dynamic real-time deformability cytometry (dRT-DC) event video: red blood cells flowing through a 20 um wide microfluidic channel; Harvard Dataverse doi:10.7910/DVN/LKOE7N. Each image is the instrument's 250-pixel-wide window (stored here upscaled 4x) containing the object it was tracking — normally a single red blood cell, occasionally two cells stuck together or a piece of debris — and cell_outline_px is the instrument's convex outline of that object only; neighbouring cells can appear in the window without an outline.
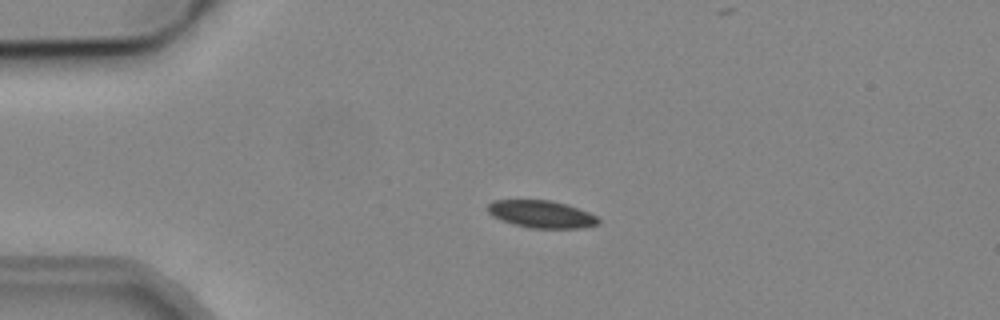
{"species": "common noctule bat (a hibernating species)", "species_latin": "Nyctalus noctula", "temperature_condition": "cold", "stored_images_in_passage": 48, "camera_frame_rate_fps": 3000, "um_per_image_px": 0.085, "animal": {"sex": "male", "body_mass_g": 19.2, "forearm_length_mm": 51.8}, "frame": {"image": 1, "passage_image": 6, "time_ms": 1.667, "image_size_px": [1000, 320], "cell_outline_px": [[600, 224], [584, 228], [528, 228], [512, 224], [500, 220], [492, 216], [488, 212], [488, 204], [492, 200], [552, 200], [588, 212], [596, 216], [600, 220]], "centroid_in_image_um": [46.0, 18.21], "position_along_channel_um": 39.0, "area_um2": 17.74}}
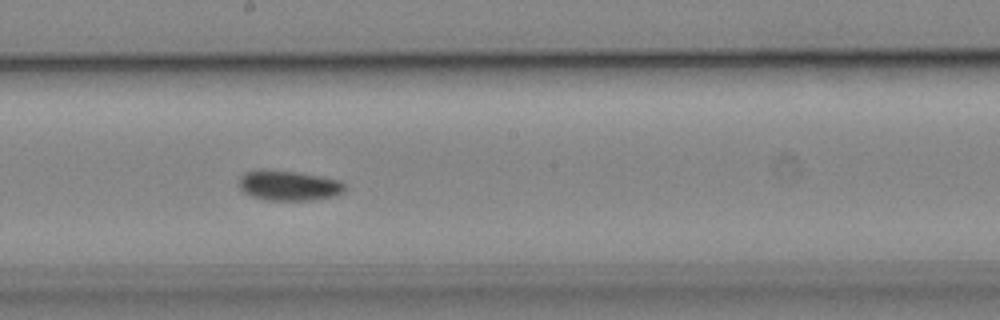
{"frame": {"image": 2, "passage_image": 23, "time_ms": 7.333, "image_size_px": [1000, 320], "cell_outline_px": [[344, 192], [336, 196], [312, 200], [268, 200], [252, 196], [244, 192], [240, 188], [240, 176], [244, 172], [256, 168], [264, 168], [296, 172], [320, 176], [340, 180], [344, 184]], "centroid_in_image_um": [24.52, 15.75], "position_along_channel_um": 223.7, "area_um2": 18.79}}
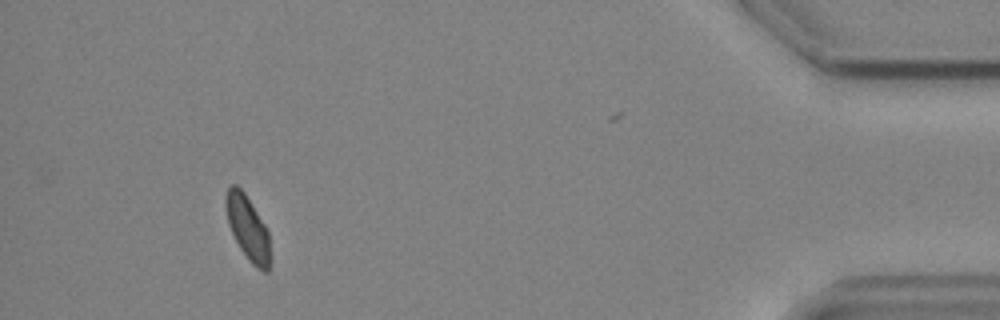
{"frame": {"image": 3, "passage_image": 43, "time_ms": 14.0, "image_size_px": [1000, 320], "cell_outline_px": [[272, 260], [268, 272], [264, 272], [256, 268], [248, 260], [240, 248], [228, 224], [224, 204], [224, 196], [228, 188], [232, 184], [236, 184], [244, 192], [264, 224], [268, 232]], "centroid_in_image_um": [21.07, 19.41], "position_along_channel_um": 414.1, "area_um2": 16.88}, "authors_computed_cell_mechanics": {"area_um2": 17.6579, "velocity_mm_per_s": 3.8366, "shape_relaxation_time_tau1_ms": 7.4181, "shape_relaxation_time_tau2_ms": null, "deformation_change_tau1": 0.1063, "deformation_change_tau2": null}}